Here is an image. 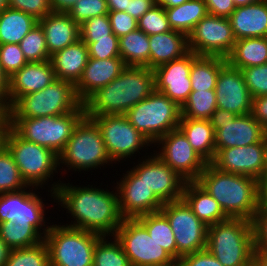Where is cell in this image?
Listing matches in <instances>:
<instances>
[{
	"instance_id": "obj_1",
	"label": "cell",
	"mask_w": 267,
	"mask_h": 266,
	"mask_svg": "<svg viewBox=\"0 0 267 266\" xmlns=\"http://www.w3.org/2000/svg\"><path fill=\"white\" fill-rule=\"evenodd\" d=\"M92 186L78 187L62 181L53 182L51 198L56 199L58 205L67 209L66 213H70L75 219L65 226L112 237L124 219L119 208L117 190L110 192Z\"/></svg>"
},
{
	"instance_id": "obj_2",
	"label": "cell",
	"mask_w": 267,
	"mask_h": 266,
	"mask_svg": "<svg viewBox=\"0 0 267 266\" xmlns=\"http://www.w3.org/2000/svg\"><path fill=\"white\" fill-rule=\"evenodd\" d=\"M154 90V70L126 66L117 78L96 90L83 102L85 117L124 115Z\"/></svg>"
},
{
	"instance_id": "obj_3",
	"label": "cell",
	"mask_w": 267,
	"mask_h": 266,
	"mask_svg": "<svg viewBox=\"0 0 267 266\" xmlns=\"http://www.w3.org/2000/svg\"><path fill=\"white\" fill-rule=\"evenodd\" d=\"M196 182L219 203L228 218L253 220L260 202V182L255 178L221 171L208 163Z\"/></svg>"
},
{
	"instance_id": "obj_4",
	"label": "cell",
	"mask_w": 267,
	"mask_h": 266,
	"mask_svg": "<svg viewBox=\"0 0 267 266\" xmlns=\"http://www.w3.org/2000/svg\"><path fill=\"white\" fill-rule=\"evenodd\" d=\"M206 249L223 266H252L255 252L252 221L228 218L209 226Z\"/></svg>"
},
{
	"instance_id": "obj_5",
	"label": "cell",
	"mask_w": 267,
	"mask_h": 266,
	"mask_svg": "<svg viewBox=\"0 0 267 266\" xmlns=\"http://www.w3.org/2000/svg\"><path fill=\"white\" fill-rule=\"evenodd\" d=\"M85 117L82 104L76 111L59 116L9 118V126L23 139L59 155L78 123Z\"/></svg>"
},
{
	"instance_id": "obj_6",
	"label": "cell",
	"mask_w": 267,
	"mask_h": 266,
	"mask_svg": "<svg viewBox=\"0 0 267 266\" xmlns=\"http://www.w3.org/2000/svg\"><path fill=\"white\" fill-rule=\"evenodd\" d=\"M82 104L75 85L56 79L46 88L20 97L9 108V118L59 116L76 111Z\"/></svg>"
},
{
	"instance_id": "obj_7",
	"label": "cell",
	"mask_w": 267,
	"mask_h": 266,
	"mask_svg": "<svg viewBox=\"0 0 267 266\" xmlns=\"http://www.w3.org/2000/svg\"><path fill=\"white\" fill-rule=\"evenodd\" d=\"M101 237L83 229L50 225L44 237L50 266H93L94 247Z\"/></svg>"
},
{
	"instance_id": "obj_8",
	"label": "cell",
	"mask_w": 267,
	"mask_h": 266,
	"mask_svg": "<svg viewBox=\"0 0 267 266\" xmlns=\"http://www.w3.org/2000/svg\"><path fill=\"white\" fill-rule=\"evenodd\" d=\"M4 145L12 154L28 186L42 188L53 178L51 175L60 169L59 155L49 148L21 138L10 126L5 134Z\"/></svg>"
},
{
	"instance_id": "obj_9",
	"label": "cell",
	"mask_w": 267,
	"mask_h": 266,
	"mask_svg": "<svg viewBox=\"0 0 267 266\" xmlns=\"http://www.w3.org/2000/svg\"><path fill=\"white\" fill-rule=\"evenodd\" d=\"M124 115L144 137L154 144L159 138L178 128L181 107L163 93L154 90Z\"/></svg>"
},
{
	"instance_id": "obj_10",
	"label": "cell",
	"mask_w": 267,
	"mask_h": 266,
	"mask_svg": "<svg viewBox=\"0 0 267 266\" xmlns=\"http://www.w3.org/2000/svg\"><path fill=\"white\" fill-rule=\"evenodd\" d=\"M107 163L113 162L107 153L101 132L90 118L84 117L59 154V165L81 172L98 169Z\"/></svg>"
},
{
	"instance_id": "obj_11",
	"label": "cell",
	"mask_w": 267,
	"mask_h": 266,
	"mask_svg": "<svg viewBox=\"0 0 267 266\" xmlns=\"http://www.w3.org/2000/svg\"><path fill=\"white\" fill-rule=\"evenodd\" d=\"M114 236L133 266L168 265L176 261L137 219H123Z\"/></svg>"
},
{
	"instance_id": "obj_12",
	"label": "cell",
	"mask_w": 267,
	"mask_h": 266,
	"mask_svg": "<svg viewBox=\"0 0 267 266\" xmlns=\"http://www.w3.org/2000/svg\"><path fill=\"white\" fill-rule=\"evenodd\" d=\"M87 118H90L99 128L107 153L113 163L134 157L144 146L152 145L125 115H100Z\"/></svg>"
},
{
	"instance_id": "obj_13",
	"label": "cell",
	"mask_w": 267,
	"mask_h": 266,
	"mask_svg": "<svg viewBox=\"0 0 267 266\" xmlns=\"http://www.w3.org/2000/svg\"><path fill=\"white\" fill-rule=\"evenodd\" d=\"M160 211L167 217L175 237L177 261L184 255L206 249V226L193 212L186 201L164 203Z\"/></svg>"
},
{
	"instance_id": "obj_14",
	"label": "cell",
	"mask_w": 267,
	"mask_h": 266,
	"mask_svg": "<svg viewBox=\"0 0 267 266\" xmlns=\"http://www.w3.org/2000/svg\"><path fill=\"white\" fill-rule=\"evenodd\" d=\"M210 122L215 131L216 154L223 148L248 146L267 137V130L250 113L238 116L217 108Z\"/></svg>"
},
{
	"instance_id": "obj_15",
	"label": "cell",
	"mask_w": 267,
	"mask_h": 266,
	"mask_svg": "<svg viewBox=\"0 0 267 266\" xmlns=\"http://www.w3.org/2000/svg\"><path fill=\"white\" fill-rule=\"evenodd\" d=\"M236 38L229 18L208 14L188 35L189 51L198 56L227 58L234 48Z\"/></svg>"
},
{
	"instance_id": "obj_16",
	"label": "cell",
	"mask_w": 267,
	"mask_h": 266,
	"mask_svg": "<svg viewBox=\"0 0 267 266\" xmlns=\"http://www.w3.org/2000/svg\"><path fill=\"white\" fill-rule=\"evenodd\" d=\"M154 145L160 147V151L154 154L187 182L196 181L208 164L196 153L179 128L159 138Z\"/></svg>"
},
{
	"instance_id": "obj_17",
	"label": "cell",
	"mask_w": 267,
	"mask_h": 266,
	"mask_svg": "<svg viewBox=\"0 0 267 266\" xmlns=\"http://www.w3.org/2000/svg\"><path fill=\"white\" fill-rule=\"evenodd\" d=\"M212 164L221 171L250 176L260 182L267 175V137L252 145L223 148Z\"/></svg>"
},
{
	"instance_id": "obj_18",
	"label": "cell",
	"mask_w": 267,
	"mask_h": 266,
	"mask_svg": "<svg viewBox=\"0 0 267 266\" xmlns=\"http://www.w3.org/2000/svg\"><path fill=\"white\" fill-rule=\"evenodd\" d=\"M141 161L132 170L163 203L182 198L185 179L154 153Z\"/></svg>"
},
{
	"instance_id": "obj_19",
	"label": "cell",
	"mask_w": 267,
	"mask_h": 266,
	"mask_svg": "<svg viewBox=\"0 0 267 266\" xmlns=\"http://www.w3.org/2000/svg\"><path fill=\"white\" fill-rule=\"evenodd\" d=\"M116 184L119 208L124 219H136L160 211L164 204L132 169L127 170Z\"/></svg>"
},
{
	"instance_id": "obj_20",
	"label": "cell",
	"mask_w": 267,
	"mask_h": 266,
	"mask_svg": "<svg viewBox=\"0 0 267 266\" xmlns=\"http://www.w3.org/2000/svg\"><path fill=\"white\" fill-rule=\"evenodd\" d=\"M197 57L198 55L189 51L181 58L156 67L154 69L155 90L182 107L192 91L190 70L192 62Z\"/></svg>"
},
{
	"instance_id": "obj_21",
	"label": "cell",
	"mask_w": 267,
	"mask_h": 266,
	"mask_svg": "<svg viewBox=\"0 0 267 266\" xmlns=\"http://www.w3.org/2000/svg\"><path fill=\"white\" fill-rule=\"evenodd\" d=\"M215 93L217 108L238 116L251 112L253 97L244 76L240 69L232 67L228 62L219 71Z\"/></svg>"
},
{
	"instance_id": "obj_22",
	"label": "cell",
	"mask_w": 267,
	"mask_h": 266,
	"mask_svg": "<svg viewBox=\"0 0 267 266\" xmlns=\"http://www.w3.org/2000/svg\"><path fill=\"white\" fill-rule=\"evenodd\" d=\"M56 80L50 60L28 62L8 78L9 108L22 96L38 92Z\"/></svg>"
},
{
	"instance_id": "obj_23",
	"label": "cell",
	"mask_w": 267,
	"mask_h": 266,
	"mask_svg": "<svg viewBox=\"0 0 267 266\" xmlns=\"http://www.w3.org/2000/svg\"><path fill=\"white\" fill-rule=\"evenodd\" d=\"M125 67L120 57L89 58L80 80L75 85L78 98L84 102L96 90L117 78Z\"/></svg>"
},
{
	"instance_id": "obj_24",
	"label": "cell",
	"mask_w": 267,
	"mask_h": 266,
	"mask_svg": "<svg viewBox=\"0 0 267 266\" xmlns=\"http://www.w3.org/2000/svg\"><path fill=\"white\" fill-rule=\"evenodd\" d=\"M38 23L44 30L50 56L80 39V25L66 12L53 11Z\"/></svg>"
},
{
	"instance_id": "obj_25",
	"label": "cell",
	"mask_w": 267,
	"mask_h": 266,
	"mask_svg": "<svg viewBox=\"0 0 267 266\" xmlns=\"http://www.w3.org/2000/svg\"><path fill=\"white\" fill-rule=\"evenodd\" d=\"M229 20L236 40L267 37V0L236 7Z\"/></svg>"
},
{
	"instance_id": "obj_26",
	"label": "cell",
	"mask_w": 267,
	"mask_h": 266,
	"mask_svg": "<svg viewBox=\"0 0 267 266\" xmlns=\"http://www.w3.org/2000/svg\"><path fill=\"white\" fill-rule=\"evenodd\" d=\"M88 60V48L81 39L57 51L50 58L56 79L71 82L73 85L80 80Z\"/></svg>"
},
{
	"instance_id": "obj_27",
	"label": "cell",
	"mask_w": 267,
	"mask_h": 266,
	"mask_svg": "<svg viewBox=\"0 0 267 266\" xmlns=\"http://www.w3.org/2000/svg\"><path fill=\"white\" fill-rule=\"evenodd\" d=\"M149 45L152 70L189 52L188 36L175 30L149 36Z\"/></svg>"
},
{
	"instance_id": "obj_28",
	"label": "cell",
	"mask_w": 267,
	"mask_h": 266,
	"mask_svg": "<svg viewBox=\"0 0 267 266\" xmlns=\"http://www.w3.org/2000/svg\"><path fill=\"white\" fill-rule=\"evenodd\" d=\"M182 198L208 227L228 219L219 203L196 181L186 182Z\"/></svg>"
},
{
	"instance_id": "obj_29",
	"label": "cell",
	"mask_w": 267,
	"mask_h": 266,
	"mask_svg": "<svg viewBox=\"0 0 267 266\" xmlns=\"http://www.w3.org/2000/svg\"><path fill=\"white\" fill-rule=\"evenodd\" d=\"M178 128L196 153L207 163H212L216 156V147L215 131L210 120L180 118Z\"/></svg>"
},
{
	"instance_id": "obj_30",
	"label": "cell",
	"mask_w": 267,
	"mask_h": 266,
	"mask_svg": "<svg viewBox=\"0 0 267 266\" xmlns=\"http://www.w3.org/2000/svg\"><path fill=\"white\" fill-rule=\"evenodd\" d=\"M235 68L242 69L267 64V37H250L236 40L226 58Z\"/></svg>"
},
{
	"instance_id": "obj_31",
	"label": "cell",
	"mask_w": 267,
	"mask_h": 266,
	"mask_svg": "<svg viewBox=\"0 0 267 266\" xmlns=\"http://www.w3.org/2000/svg\"><path fill=\"white\" fill-rule=\"evenodd\" d=\"M37 23L30 14L5 8L0 12V44H19Z\"/></svg>"
},
{
	"instance_id": "obj_32",
	"label": "cell",
	"mask_w": 267,
	"mask_h": 266,
	"mask_svg": "<svg viewBox=\"0 0 267 266\" xmlns=\"http://www.w3.org/2000/svg\"><path fill=\"white\" fill-rule=\"evenodd\" d=\"M119 53L125 66L150 68L149 36L137 28L120 37Z\"/></svg>"
},
{
	"instance_id": "obj_33",
	"label": "cell",
	"mask_w": 267,
	"mask_h": 266,
	"mask_svg": "<svg viewBox=\"0 0 267 266\" xmlns=\"http://www.w3.org/2000/svg\"><path fill=\"white\" fill-rule=\"evenodd\" d=\"M165 10L171 29L187 36L193 31L195 25L209 14L205 0H188L176 7L165 8Z\"/></svg>"
},
{
	"instance_id": "obj_34",
	"label": "cell",
	"mask_w": 267,
	"mask_h": 266,
	"mask_svg": "<svg viewBox=\"0 0 267 266\" xmlns=\"http://www.w3.org/2000/svg\"><path fill=\"white\" fill-rule=\"evenodd\" d=\"M227 59L218 56H198L190 70L192 91L215 90L217 76Z\"/></svg>"
},
{
	"instance_id": "obj_35",
	"label": "cell",
	"mask_w": 267,
	"mask_h": 266,
	"mask_svg": "<svg viewBox=\"0 0 267 266\" xmlns=\"http://www.w3.org/2000/svg\"><path fill=\"white\" fill-rule=\"evenodd\" d=\"M32 187V188H31ZM34 186H28V189L22 190V204H20L19 221H14L22 225H32L43 237L48 233L50 226L45 223V207L42 200L34 189ZM32 189V190H30ZM44 228V229H43ZM43 231H42V230ZM42 231V233H41Z\"/></svg>"
},
{
	"instance_id": "obj_36",
	"label": "cell",
	"mask_w": 267,
	"mask_h": 266,
	"mask_svg": "<svg viewBox=\"0 0 267 266\" xmlns=\"http://www.w3.org/2000/svg\"><path fill=\"white\" fill-rule=\"evenodd\" d=\"M162 248L177 261V247L172 228L167 217L161 212H153L136 218Z\"/></svg>"
},
{
	"instance_id": "obj_37",
	"label": "cell",
	"mask_w": 267,
	"mask_h": 266,
	"mask_svg": "<svg viewBox=\"0 0 267 266\" xmlns=\"http://www.w3.org/2000/svg\"><path fill=\"white\" fill-rule=\"evenodd\" d=\"M0 237L10 249L28 248L44 241L32 225L18 224L12 220L0 223Z\"/></svg>"
},
{
	"instance_id": "obj_38",
	"label": "cell",
	"mask_w": 267,
	"mask_h": 266,
	"mask_svg": "<svg viewBox=\"0 0 267 266\" xmlns=\"http://www.w3.org/2000/svg\"><path fill=\"white\" fill-rule=\"evenodd\" d=\"M216 109L215 90L191 91L181 107V118L210 120Z\"/></svg>"
},
{
	"instance_id": "obj_39",
	"label": "cell",
	"mask_w": 267,
	"mask_h": 266,
	"mask_svg": "<svg viewBox=\"0 0 267 266\" xmlns=\"http://www.w3.org/2000/svg\"><path fill=\"white\" fill-rule=\"evenodd\" d=\"M102 236L94 247L93 266H133L115 236ZM107 238V239H106Z\"/></svg>"
},
{
	"instance_id": "obj_40",
	"label": "cell",
	"mask_w": 267,
	"mask_h": 266,
	"mask_svg": "<svg viewBox=\"0 0 267 266\" xmlns=\"http://www.w3.org/2000/svg\"><path fill=\"white\" fill-rule=\"evenodd\" d=\"M28 188L7 147L0 148V194L18 192Z\"/></svg>"
},
{
	"instance_id": "obj_41",
	"label": "cell",
	"mask_w": 267,
	"mask_h": 266,
	"mask_svg": "<svg viewBox=\"0 0 267 266\" xmlns=\"http://www.w3.org/2000/svg\"><path fill=\"white\" fill-rule=\"evenodd\" d=\"M5 266H50L46 243L28 248L11 249Z\"/></svg>"
},
{
	"instance_id": "obj_42",
	"label": "cell",
	"mask_w": 267,
	"mask_h": 266,
	"mask_svg": "<svg viewBox=\"0 0 267 266\" xmlns=\"http://www.w3.org/2000/svg\"><path fill=\"white\" fill-rule=\"evenodd\" d=\"M20 48L27 62H41L50 60L44 30L37 23L20 41Z\"/></svg>"
},
{
	"instance_id": "obj_43",
	"label": "cell",
	"mask_w": 267,
	"mask_h": 266,
	"mask_svg": "<svg viewBox=\"0 0 267 266\" xmlns=\"http://www.w3.org/2000/svg\"><path fill=\"white\" fill-rule=\"evenodd\" d=\"M138 29L148 36L171 31L165 8L156 4L137 20Z\"/></svg>"
},
{
	"instance_id": "obj_44",
	"label": "cell",
	"mask_w": 267,
	"mask_h": 266,
	"mask_svg": "<svg viewBox=\"0 0 267 266\" xmlns=\"http://www.w3.org/2000/svg\"><path fill=\"white\" fill-rule=\"evenodd\" d=\"M109 9L106 0H78L66 12L77 24L104 14H108Z\"/></svg>"
},
{
	"instance_id": "obj_45",
	"label": "cell",
	"mask_w": 267,
	"mask_h": 266,
	"mask_svg": "<svg viewBox=\"0 0 267 266\" xmlns=\"http://www.w3.org/2000/svg\"><path fill=\"white\" fill-rule=\"evenodd\" d=\"M111 33L108 14L90 18L80 25V39L83 42H96V39L109 38Z\"/></svg>"
},
{
	"instance_id": "obj_46",
	"label": "cell",
	"mask_w": 267,
	"mask_h": 266,
	"mask_svg": "<svg viewBox=\"0 0 267 266\" xmlns=\"http://www.w3.org/2000/svg\"><path fill=\"white\" fill-rule=\"evenodd\" d=\"M27 63L19 44H0V65L8 78Z\"/></svg>"
},
{
	"instance_id": "obj_47",
	"label": "cell",
	"mask_w": 267,
	"mask_h": 266,
	"mask_svg": "<svg viewBox=\"0 0 267 266\" xmlns=\"http://www.w3.org/2000/svg\"><path fill=\"white\" fill-rule=\"evenodd\" d=\"M241 72L253 98L267 95V64L242 68Z\"/></svg>"
},
{
	"instance_id": "obj_48",
	"label": "cell",
	"mask_w": 267,
	"mask_h": 266,
	"mask_svg": "<svg viewBox=\"0 0 267 266\" xmlns=\"http://www.w3.org/2000/svg\"><path fill=\"white\" fill-rule=\"evenodd\" d=\"M87 45L89 58L108 59L120 57L119 38L112 32L109 38L96 39V42H84Z\"/></svg>"
},
{
	"instance_id": "obj_49",
	"label": "cell",
	"mask_w": 267,
	"mask_h": 266,
	"mask_svg": "<svg viewBox=\"0 0 267 266\" xmlns=\"http://www.w3.org/2000/svg\"><path fill=\"white\" fill-rule=\"evenodd\" d=\"M254 232V251L267 253V206L259 202L252 220Z\"/></svg>"
},
{
	"instance_id": "obj_50",
	"label": "cell",
	"mask_w": 267,
	"mask_h": 266,
	"mask_svg": "<svg viewBox=\"0 0 267 266\" xmlns=\"http://www.w3.org/2000/svg\"><path fill=\"white\" fill-rule=\"evenodd\" d=\"M8 7L30 14L37 20L53 12L50 0H8Z\"/></svg>"
},
{
	"instance_id": "obj_51",
	"label": "cell",
	"mask_w": 267,
	"mask_h": 266,
	"mask_svg": "<svg viewBox=\"0 0 267 266\" xmlns=\"http://www.w3.org/2000/svg\"><path fill=\"white\" fill-rule=\"evenodd\" d=\"M20 204H22V190L0 194V223L19 221Z\"/></svg>"
},
{
	"instance_id": "obj_52",
	"label": "cell",
	"mask_w": 267,
	"mask_h": 266,
	"mask_svg": "<svg viewBox=\"0 0 267 266\" xmlns=\"http://www.w3.org/2000/svg\"><path fill=\"white\" fill-rule=\"evenodd\" d=\"M108 17L112 32L118 38L125 36L138 28L137 19L124 11H109Z\"/></svg>"
},
{
	"instance_id": "obj_53",
	"label": "cell",
	"mask_w": 267,
	"mask_h": 266,
	"mask_svg": "<svg viewBox=\"0 0 267 266\" xmlns=\"http://www.w3.org/2000/svg\"><path fill=\"white\" fill-rule=\"evenodd\" d=\"M179 266H223L207 249L182 256Z\"/></svg>"
},
{
	"instance_id": "obj_54",
	"label": "cell",
	"mask_w": 267,
	"mask_h": 266,
	"mask_svg": "<svg viewBox=\"0 0 267 266\" xmlns=\"http://www.w3.org/2000/svg\"><path fill=\"white\" fill-rule=\"evenodd\" d=\"M210 15L229 18L236 9L233 0H205Z\"/></svg>"
},
{
	"instance_id": "obj_55",
	"label": "cell",
	"mask_w": 267,
	"mask_h": 266,
	"mask_svg": "<svg viewBox=\"0 0 267 266\" xmlns=\"http://www.w3.org/2000/svg\"><path fill=\"white\" fill-rule=\"evenodd\" d=\"M250 114L267 130V95L253 98Z\"/></svg>"
},
{
	"instance_id": "obj_56",
	"label": "cell",
	"mask_w": 267,
	"mask_h": 266,
	"mask_svg": "<svg viewBox=\"0 0 267 266\" xmlns=\"http://www.w3.org/2000/svg\"><path fill=\"white\" fill-rule=\"evenodd\" d=\"M156 4V0H129L128 13L138 20Z\"/></svg>"
},
{
	"instance_id": "obj_57",
	"label": "cell",
	"mask_w": 267,
	"mask_h": 266,
	"mask_svg": "<svg viewBox=\"0 0 267 266\" xmlns=\"http://www.w3.org/2000/svg\"><path fill=\"white\" fill-rule=\"evenodd\" d=\"M0 100L9 108L8 77L3 73L0 65Z\"/></svg>"
},
{
	"instance_id": "obj_58",
	"label": "cell",
	"mask_w": 267,
	"mask_h": 266,
	"mask_svg": "<svg viewBox=\"0 0 267 266\" xmlns=\"http://www.w3.org/2000/svg\"><path fill=\"white\" fill-rule=\"evenodd\" d=\"M78 0H50L53 11L67 12Z\"/></svg>"
},
{
	"instance_id": "obj_59",
	"label": "cell",
	"mask_w": 267,
	"mask_h": 266,
	"mask_svg": "<svg viewBox=\"0 0 267 266\" xmlns=\"http://www.w3.org/2000/svg\"><path fill=\"white\" fill-rule=\"evenodd\" d=\"M109 11H124L128 13L129 0H106Z\"/></svg>"
},
{
	"instance_id": "obj_60",
	"label": "cell",
	"mask_w": 267,
	"mask_h": 266,
	"mask_svg": "<svg viewBox=\"0 0 267 266\" xmlns=\"http://www.w3.org/2000/svg\"><path fill=\"white\" fill-rule=\"evenodd\" d=\"M0 128H9V108L0 100Z\"/></svg>"
},
{
	"instance_id": "obj_61",
	"label": "cell",
	"mask_w": 267,
	"mask_h": 266,
	"mask_svg": "<svg viewBox=\"0 0 267 266\" xmlns=\"http://www.w3.org/2000/svg\"><path fill=\"white\" fill-rule=\"evenodd\" d=\"M252 266H267V253L254 252Z\"/></svg>"
},
{
	"instance_id": "obj_62",
	"label": "cell",
	"mask_w": 267,
	"mask_h": 266,
	"mask_svg": "<svg viewBox=\"0 0 267 266\" xmlns=\"http://www.w3.org/2000/svg\"><path fill=\"white\" fill-rule=\"evenodd\" d=\"M10 250L11 249L0 237V266H5Z\"/></svg>"
},
{
	"instance_id": "obj_63",
	"label": "cell",
	"mask_w": 267,
	"mask_h": 266,
	"mask_svg": "<svg viewBox=\"0 0 267 266\" xmlns=\"http://www.w3.org/2000/svg\"><path fill=\"white\" fill-rule=\"evenodd\" d=\"M260 201L267 206V175L260 181Z\"/></svg>"
},
{
	"instance_id": "obj_64",
	"label": "cell",
	"mask_w": 267,
	"mask_h": 266,
	"mask_svg": "<svg viewBox=\"0 0 267 266\" xmlns=\"http://www.w3.org/2000/svg\"><path fill=\"white\" fill-rule=\"evenodd\" d=\"M157 4L162 5L164 8H173L185 3L188 0H156Z\"/></svg>"
},
{
	"instance_id": "obj_65",
	"label": "cell",
	"mask_w": 267,
	"mask_h": 266,
	"mask_svg": "<svg viewBox=\"0 0 267 266\" xmlns=\"http://www.w3.org/2000/svg\"><path fill=\"white\" fill-rule=\"evenodd\" d=\"M262 0H233L236 7H241L245 5L255 4Z\"/></svg>"
},
{
	"instance_id": "obj_66",
	"label": "cell",
	"mask_w": 267,
	"mask_h": 266,
	"mask_svg": "<svg viewBox=\"0 0 267 266\" xmlns=\"http://www.w3.org/2000/svg\"><path fill=\"white\" fill-rule=\"evenodd\" d=\"M8 128H0V148L4 146V138Z\"/></svg>"
},
{
	"instance_id": "obj_67",
	"label": "cell",
	"mask_w": 267,
	"mask_h": 266,
	"mask_svg": "<svg viewBox=\"0 0 267 266\" xmlns=\"http://www.w3.org/2000/svg\"><path fill=\"white\" fill-rule=\"evenodd\" d=\"M8 7V0H0V12Z\"/></svg>"
},
{
	"instance_id": "obj_68",
	"label": "cell",
	"mask_w": 267,
	"mask_h": 266,
	"mask_svg": "<svg viewBox=\"0 0 267 266\" xmlns=\"http://www.w3.org/2000/svg\"><path fill=\"white\" fill-rule=\"evenodd\" d=\"M158 266H179L177 261H175L173 264H168V265H158Z\"/></svg>"
}]
</instances>
